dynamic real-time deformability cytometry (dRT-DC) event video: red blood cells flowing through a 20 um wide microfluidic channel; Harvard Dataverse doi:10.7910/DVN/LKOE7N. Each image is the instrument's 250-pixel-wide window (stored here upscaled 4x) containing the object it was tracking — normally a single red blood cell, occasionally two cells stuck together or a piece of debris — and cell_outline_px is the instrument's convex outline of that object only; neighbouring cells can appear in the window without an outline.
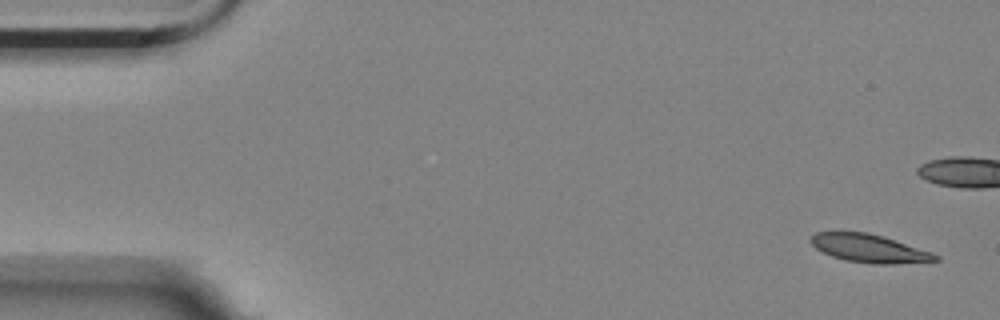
{"species": "Egyptian fruit bat (a non-hibernating species)", "species_latin": "Rousettus aegyptiacus", "temperature_condition": "room temperature", "stored_images_in_passage": 4, "camera_frame_rate_fps": 3000, "um_per_image_px": 0.085, "animal": {"sex": "female"}, "frame": {"image": 1, "passage_image": 1, "time_ms": 0.0, "image_size_px": [1000, 320], "cell_outline_px": [[940, 260], [892, 264], [872, 264], [844, 260], [832, 256], [816, 248], [808, 240], [816, 232], [868, 232], [884, 236], [932, 252], [940, 256]], "centroid_in_image_um": [73.9, 21.11], "position_along_channel_um": 11.1, "area_um2": 20.46}}